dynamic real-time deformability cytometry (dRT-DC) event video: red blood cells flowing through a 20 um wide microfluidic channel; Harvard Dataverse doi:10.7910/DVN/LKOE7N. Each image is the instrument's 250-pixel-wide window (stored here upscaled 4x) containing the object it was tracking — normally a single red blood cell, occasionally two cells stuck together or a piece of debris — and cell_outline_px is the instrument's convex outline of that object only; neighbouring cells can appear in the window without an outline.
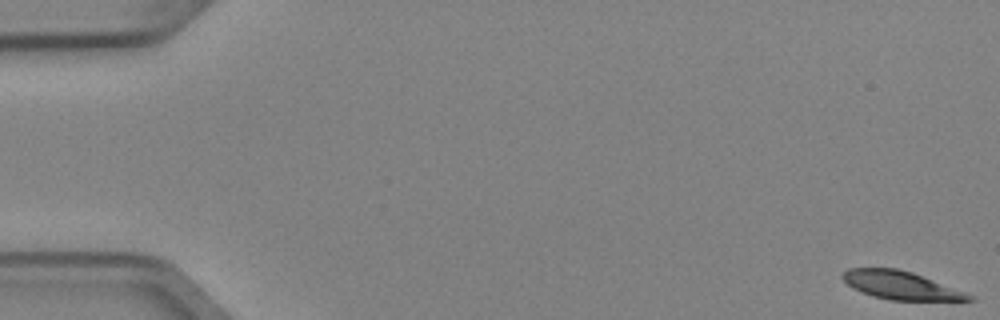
{"species": "Egyptian fruit bat (a non-hibernating species)", "species_latin": "Rousettus aegyptiacus", "temperature_condition": "cold", "stored_images_in_passage": 6, "camera_frame_rate_fps": 3000, "um_per_image_px": 0.085, "animal": {"sex": "female"}, "frame": {"image": 1, "passage_image": 1, "time_ms": 0.0, "image_size_px": [1000, 320], "cell_outline_px": [[976, 300], [888, 300], [872, 296], [852, 288], [840, 276], [848, 268], [896, 268], [912, 272], [976, 296]], "centroid_in_image_um": [76.56, 24.25], "position_along_channel_um": 8.4, "area_um2": 20.63}}
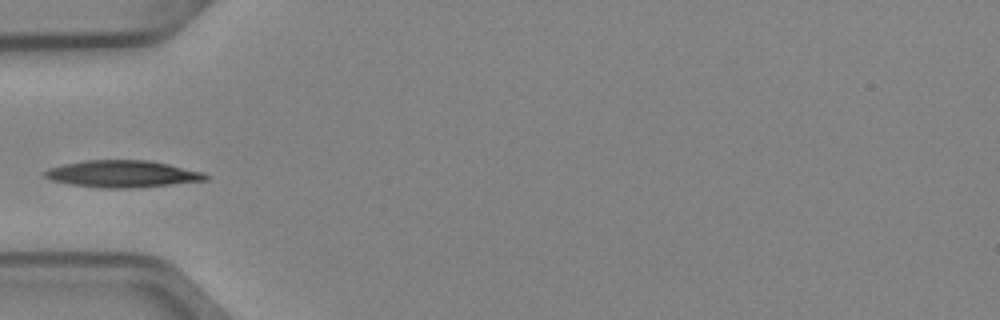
{"frame": {"image": 2, "passage_image": 5, "time_ms": 1.333, "image_size_px": [1000, 320], "cell_outline_px": [[212, 176], [208, 180], [172, 184], [132, 188], [104, 188], [68, 184], [52, 180], [44, 176], [40, 172], [48, 168], [64, 164], [84, 160], [148, 160], [168, 164], [204, 172]], "centroid_in_image_um": [10.4, 14.78], "position_along_channel_um": 74.6, "area_um2": 25.43}}
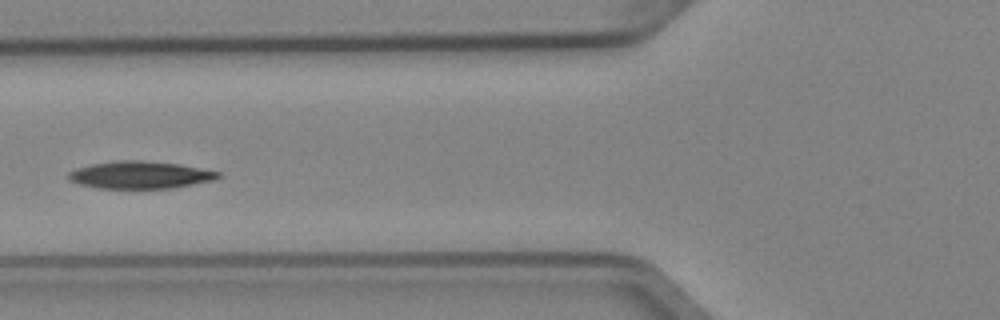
{"frame": {"image": 3, "passage_image": 6, "time_ms": 1.667, "image_size_px": [1000, 320], "cell_outline_px": [[220, 176], [212, 180], [172, 188], [100, 188], [80, 184], [68, 180], [68, 172], [76, 168], [92, 164], [112, 160], [140, 160], [180, 164], [220, 172]], "centroid_in_image_um": [11.86, 14.86], "position_along_channel_um": 113.9, "area_um2": 23.76}}